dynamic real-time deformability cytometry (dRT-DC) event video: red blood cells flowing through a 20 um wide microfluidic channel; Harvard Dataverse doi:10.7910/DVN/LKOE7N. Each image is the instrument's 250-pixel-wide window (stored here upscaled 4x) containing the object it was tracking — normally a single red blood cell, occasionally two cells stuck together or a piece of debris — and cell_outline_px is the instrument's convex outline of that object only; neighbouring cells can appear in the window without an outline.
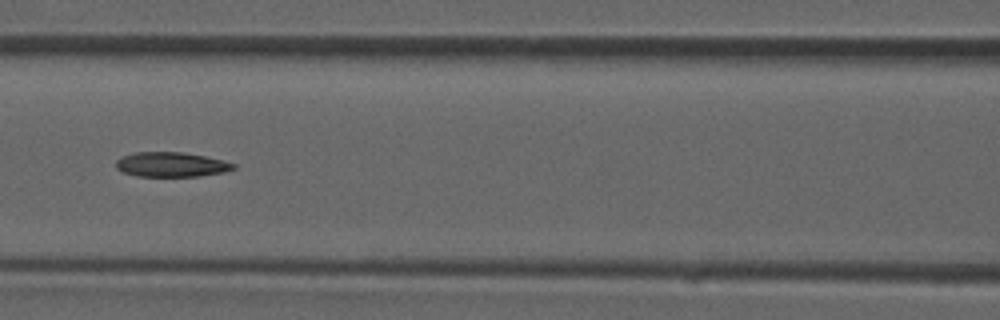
{"species": "common noctule bat (a hibernating species)", "species_latin": "Nyctalus noctula", "temperature_condition": "room temperature", "stored_images_in_passage": 40, "camera_frame_rate_fps": 3000, "um_per_image_px": 0.085, "animal": {"sex": "male", "forearm_length_mm": 52.5}, "frame": {"image": 1, "passage_image": 18, "time_ms": 5.667, "image_size_px": [1000, 320], "cell_outline_px": [[236, 168], [224, 172], [200, 176], [136, 176], [124, 172], [116, 168], [116, 160], [120, 156], [132, 152], [180, 152], [204, 156], [236, 164]], "centroid_in_image_um": [14.51, 13.98], "position_along_channel_um": 152.1, "area_um2": 16.88}}